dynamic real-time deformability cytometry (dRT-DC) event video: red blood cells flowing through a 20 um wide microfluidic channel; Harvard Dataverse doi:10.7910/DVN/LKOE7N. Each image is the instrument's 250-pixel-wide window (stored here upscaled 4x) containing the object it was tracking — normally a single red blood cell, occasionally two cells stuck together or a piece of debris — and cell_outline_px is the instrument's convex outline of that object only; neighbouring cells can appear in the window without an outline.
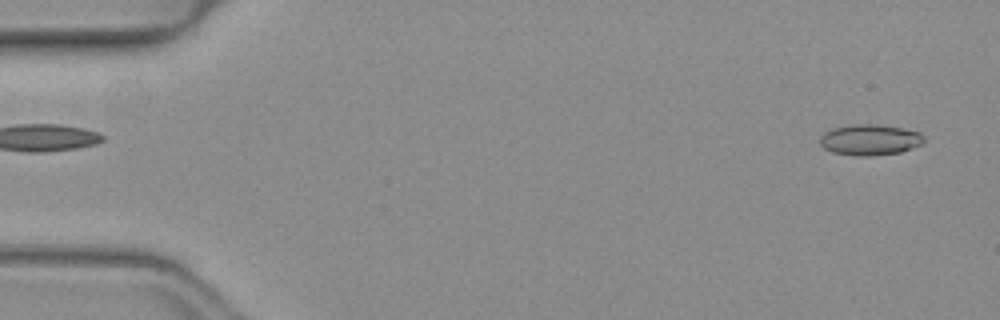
{"species": "common noctule bat (a hibernating species)", "species_latin": "Nyctalus noctula", "temperature_condition": "warm", "stored_images_in_passage": 50, "camera_frame_rate_fps": 3000, "um_per_image_px": 0.085, "animal": {"sex": "female", "body_mass_g": 19.3, "forearm_length_mm": 54.1}, "frame": {"image": 1, "passage_image": 2, "time_ms": 0.333, "image_size_px": [1000, 320], "cell_outline_px": [[924, 144], [900, 152], [868, 156], [856, 156], [832, 152], [824, 148], [820, 144], [820, 136], [824, 132], [832, 128], [852, 124], [876, 124], [900, 128], [920, 132], [924, 136]], "centroid_in_image_um": [73.93, 11.88], "position_along_channel_um": 11.1, "area_um2": 18.79}}
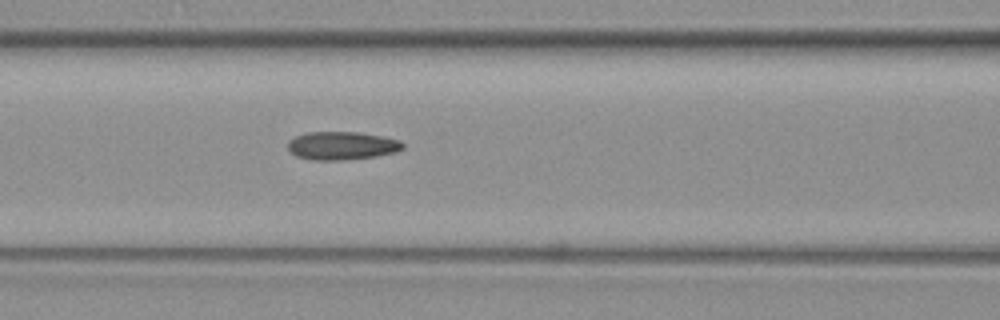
{"frame": {"image": 2, "passage_image": 21, "time_ms": 6.667, "image_size_px": [1000, 320], "cell_outline_px": [[404, 148], [396, 152], [376, 156], [344, 160], [312, 160], [296, 156], [288, 148], [288, 140], [296, 136], [308, 132], [360, 132], [400, 140], [404, 144]], "centroid_in_image_um": [29.06, 12.38], "position_along_channel_um": 137.5, "area_um2": 18.9}}
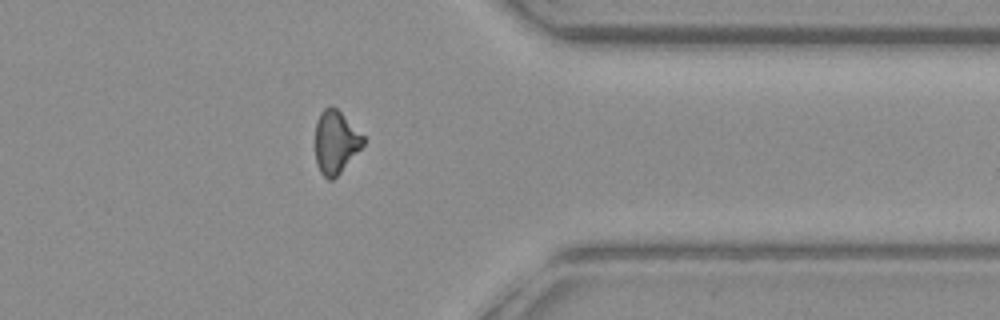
{"frame": {"image": 3, "passage_image": 40, "time_ms": 13.0, "image_size_px": [1000, 320], "cell_outline_px": [[364, 144], [340, 172], [332, 180], [328, 180], [320, 172], [316, 164], [316, 120], [320, 112], [324, 108], [332, 104], [364, 136]], "centroid_in_image_um": [28.51, 12.06], "position_along_channel_um": 382.9, "area_um2": 17.4}, "authors_computed_cell_mechanics": {"area_um2": 18.496, "velocity_mm_per_s": 4.0637, "shape_relaxation_time_tau1_ms": null, "shape_relaxation_time_tau2_ms": 2.9982, "deformation_change_tau1": null, "deformation_change_tau2": 0.1153}}